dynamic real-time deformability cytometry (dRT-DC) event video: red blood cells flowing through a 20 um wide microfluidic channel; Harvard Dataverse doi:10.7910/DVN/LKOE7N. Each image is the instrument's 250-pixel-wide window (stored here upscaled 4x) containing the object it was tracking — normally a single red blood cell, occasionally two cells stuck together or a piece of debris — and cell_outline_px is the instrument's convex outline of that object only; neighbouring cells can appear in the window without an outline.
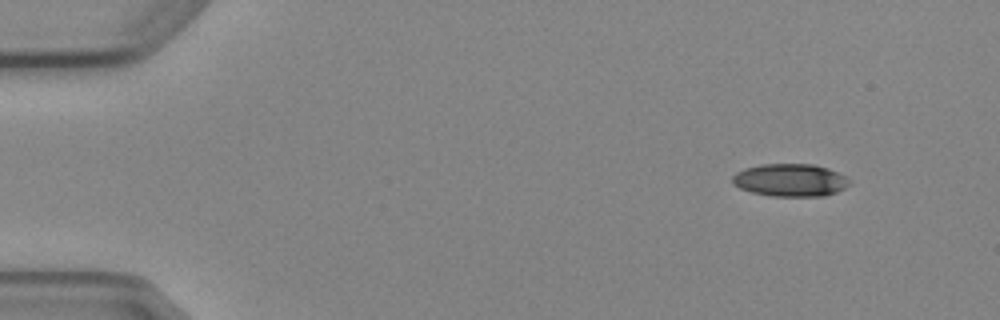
{"species": "Egyptian fruit bat (a non-hibernating species)", "species_latin": "Rousettus aegyptiacus", "temperature_condition": "cold", "stored_images_in_passage": 5, "camera_frame_rate_fps": 3000, "um_per_image_px": 0.085, "animal": {"sex": "female"}, "frame": {"image": 1, "passage_image": 5, "time_ms": 4.667, "image_size_px": [1000, 320], "cell_outline_px": [[852, 184], [836, 192], [824, 196], [772, 196], [752, 192], [740, 188], [732, 184], [732, 176], [736, 172], [744, 168], [760, 164], [812, 164], [828, 168], [848, 176]], "centroid_in_image_um": [67.19, 15.3], "position_along_channel_um": 17.8, "area_um2": 22.54}}